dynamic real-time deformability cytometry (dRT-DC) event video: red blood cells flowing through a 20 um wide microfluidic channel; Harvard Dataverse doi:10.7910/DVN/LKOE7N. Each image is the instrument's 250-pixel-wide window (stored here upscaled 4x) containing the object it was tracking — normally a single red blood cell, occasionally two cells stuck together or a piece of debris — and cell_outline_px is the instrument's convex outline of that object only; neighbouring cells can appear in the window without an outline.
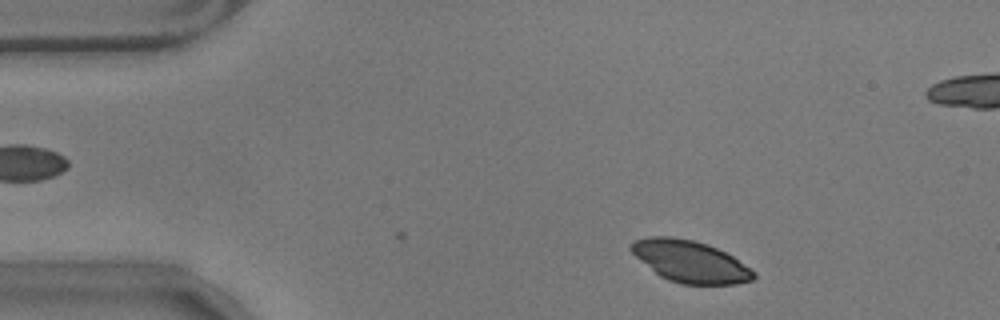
{"species": "common noctule bat (a hibernating species)", "species_latin": "Nyctalus noctula", "temperature_condition": "warm", "stored_images_in_passage": 36, "camera_frame_rate_fps": 3000, "um_per_image_px": 0.085, "animal": {"sex": "male", "body_mass_g": 17.9}, "frame": {"image": 1, "passage_image": 1, "time_ms": 0.0, "image_size_px": [1000, 320], "cell_outline_px": [[756, 276], [752, 280], [736, 284], [680, 284], [668, 280], [660, 276], [640, 260], [628, 248], [632, 240], [648, 236], [672, 236], [692, 240], [708, 244], [732, 256], [756, 272]], "centroid_in_image_um": [58.64, 22.21], "position_along_channel_um": 26.4, "area_um2": 29.82}}